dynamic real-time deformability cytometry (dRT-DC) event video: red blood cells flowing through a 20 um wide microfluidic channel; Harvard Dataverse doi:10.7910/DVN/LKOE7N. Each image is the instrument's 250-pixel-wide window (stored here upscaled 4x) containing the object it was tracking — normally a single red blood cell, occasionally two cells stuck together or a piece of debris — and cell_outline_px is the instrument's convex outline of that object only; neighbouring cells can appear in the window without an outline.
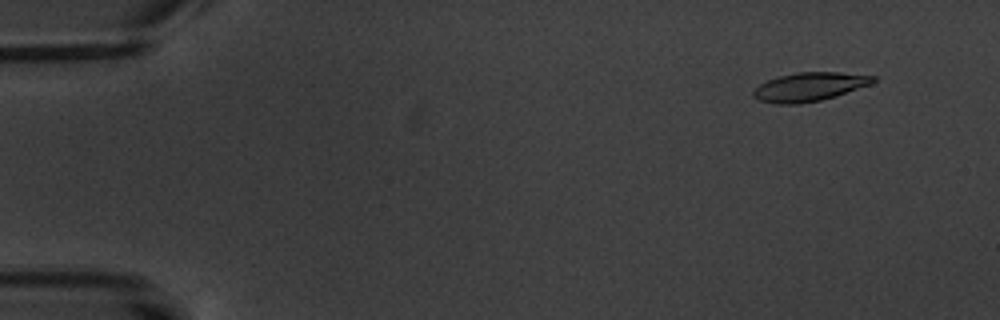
{"species": "common noctule bat (a hibernating species)", "species_latin": "Nyctalus noctula", "temperature_condition": "warm", "stored_images_in_passage": 5, "camera_frame_rate_fps": 3000, "um_per_image_px": 0.085, "animal": {"sex": "male", "body_mass_g": 20.1, "forearm_length_mm": 53.5}, "frame": {"image": 1, "passage_image": 5, "time_ms": 6.667, "image_size_px": [1000, 320], "cell_outline_px": [[876, 80], [872, 84], [836, 96], [820, 100], [796, 104], [776, 104], [760, 100], [752, 96], [752, 92], [760, 84], [768, 80], [780, 76], [796, 72], [840, 72], [876, 76]], "centroid_in_image_um": [68.82, 7.37], "position_along_channel_um": 16.2, "area_um2": 20.0}}